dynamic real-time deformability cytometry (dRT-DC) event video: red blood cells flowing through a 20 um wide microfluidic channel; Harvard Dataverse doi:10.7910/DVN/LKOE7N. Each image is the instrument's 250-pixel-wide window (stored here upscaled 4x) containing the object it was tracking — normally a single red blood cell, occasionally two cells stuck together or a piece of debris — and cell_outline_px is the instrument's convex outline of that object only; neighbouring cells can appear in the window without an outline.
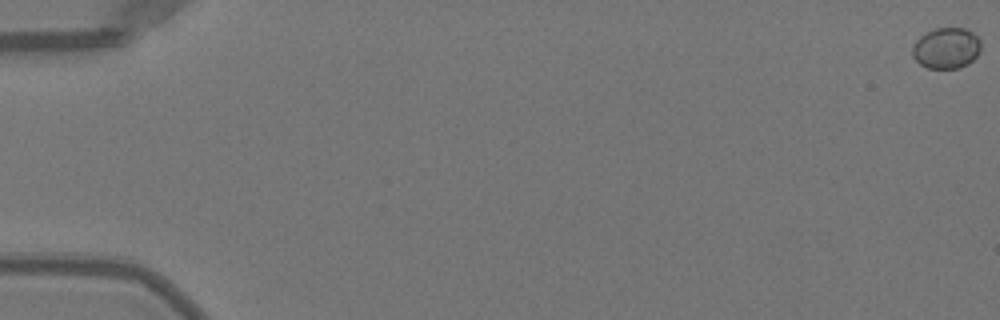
{"species": "Egyptian fruit bat (a non-hibernating species)", "species_latin": "Rousettus aegyptiacus", "temperature_condition": "warm", "stored_images_in_passage": 52, "camera_frame_rate_fps": 3000, "um_per_image_px": 0.085, "animal": {"sex": "female"}, "frame": {"image": 1, "passage_image": 1, "time_ms": 0.0, "image_size_px": [1000, 320], "cell_outline_px": [[980, 52], [968, 64], [960, 68], [928, 68], [920, 64], [912, 56], [912, 48], [916, 40], [920, 36], [932, 28], [964, 28], [972, 32], [980, 40]], "centroid_in_image_um": [80.43, 4.09], "position_along_channel_um": 4.6, "area_um2": 16.42}}
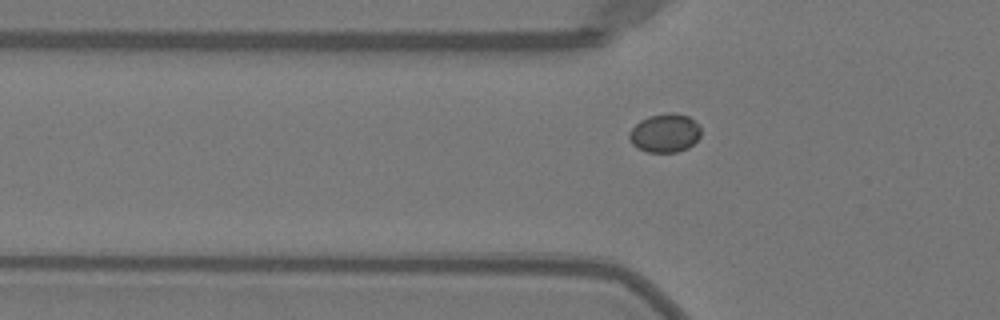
{"frame": {"image": 2, "passage_image": 19, "time_ms": 6.0, "image_size_px": [1000, 320], "cell_outline_px": [[700, 136], [688, 148], [676, 152], [648, 152], [636, 148], [632, 144], [628, 136], [628, 132], [640, 120], [648, 116], [668, 112], [676, 112], [688, 116], [700, 124]], "centroid_in_image_um": [56.51, 11.29], "position_along_channel_um": 69.3, "area_um2": 16.36}}
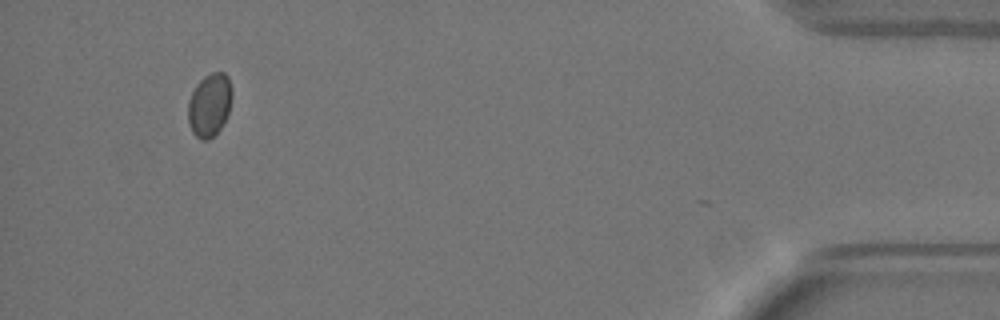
{"frame": {"image": 3, "passage_image": 50, "time_ms": 16.333, "image_size_px": [1000, 320], "cell_outline_px": [[232, 96], [228, 112], [220, 128], [208, 140], [200, 140], [192, 132], [188, 124], [188, 100], [196, 84], [204, 76], [212, 72], [224, 72], [228, 76], [232, 88]], "centroid_in_image_um": [17.8, 8.9], "position_along_channel_um": 417.4, "area_um2": 16.24}, "authors_computed_cell_mechanics": {"area_um2": 16.0395, "velocity_mm_per_s": 4.0098, "shape_relaxation_time_tau1_ms": null, "shape_relaxation_time_tau2_ms": 1.8381, "deformation_change_tau1": null, "deformation_change_tau2": 0.0126}}